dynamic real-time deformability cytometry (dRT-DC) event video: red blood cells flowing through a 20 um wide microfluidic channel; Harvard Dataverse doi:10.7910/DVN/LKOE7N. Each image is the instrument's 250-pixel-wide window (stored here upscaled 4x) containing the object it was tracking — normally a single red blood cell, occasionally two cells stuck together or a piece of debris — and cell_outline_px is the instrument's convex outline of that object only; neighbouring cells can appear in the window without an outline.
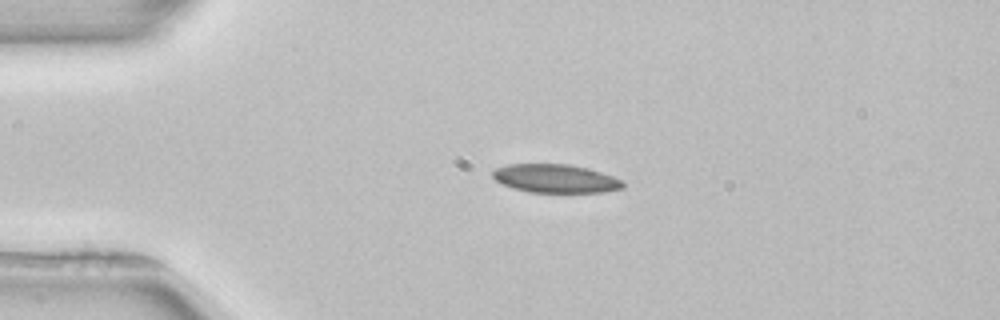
{"species": "common noctule bat (a hibernating species)", "species_latin": "Nyctalus noctula", "temperature_condition": "room temperature", "stored_images_in_passage": 41, "camera_frame_rate_fps": 3000, "um_per_image_px": 0.085, "animal": {"sex": "female", "body_mass_g": 22.7, "forearm_length_mm": 54.2}, "frame": {"image": 1, "passage_image": 1, "time_ms": 0.0, "image_size_px": [1000, 320], "cell_outline_px": [[624, 188], [604, 192], [528, 192], [512, 188], [496, 180], [492, 176], [492, 172], [496, 168], [508, 164], [568, 164], [588, 168], [612, 176], [620, 180], [624, 184]], "centroid_in_image_um": [47.2, 15.17], "position_along_channel_um": 37.8, "area_um2": 21.5}}
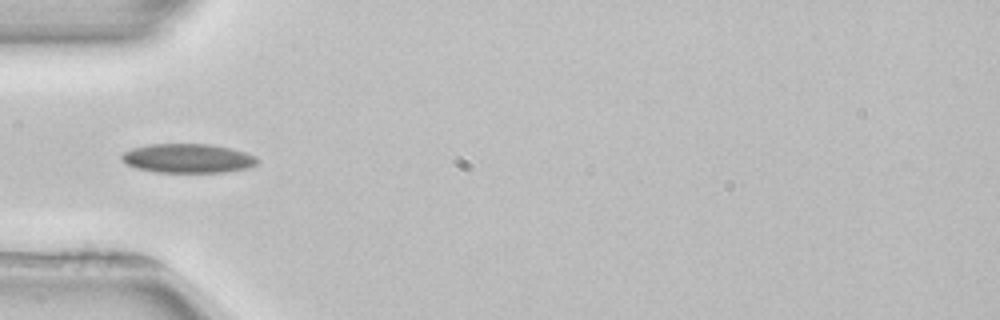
{"frame": {"image": 2, "passage_image": 6, "time_ms": 1.667, "image_size_px": [1000, 320], "cell_outline_px": [[260, 160], [256, 164], [248, 168], [224, 172], [156, 172], [136, 168], [128, 164], [120, 156], [124, 152], [132, 148], [148, 144], [212, 144], [232, 148], [256, 156]], "centroid_in_image_um": [16.0, 13.45], "position_along_channel_um": 69.0, "area_um2": 23.06}}
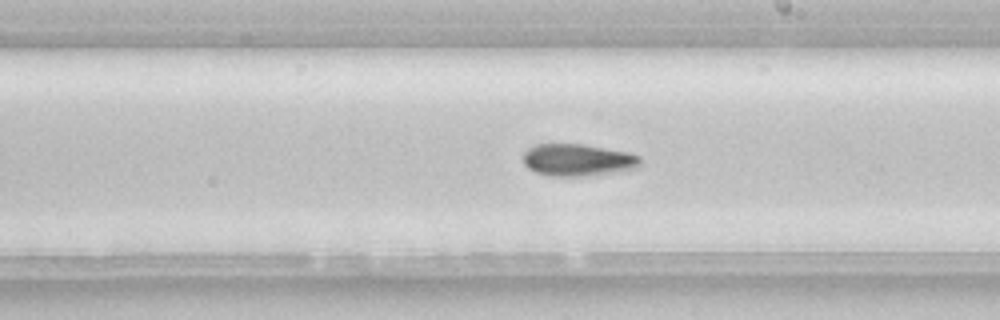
{"frame": {"image": 3, "passage_image": 19, "time_ms": 6.0, "image_size_px": [1000, 320], "cell_outline_px": [[640, 168], [584, 176], [548, 176], [536, 172], [528, 168], [524, 164], [524, 152], [528, 148], [536, 144], [584, 144], [628, 152], [640, 156]], "centroid_in_image_um": [49.11, 13.59], "position_along_channel_um": 239.9, "area_um2": 21.96}, "authors_computed_cell_mechanics": {"area_um2": 21.386, "velocity_mm_per_s": 3.9454, "shape_relaxation_time_tau1_ms": 6.7638, "shape_relaxation_time_tau2_ms": 9.0791, "deformation_change_tau1": 0.1454, "deformation_change_tau2": 0.1735}}